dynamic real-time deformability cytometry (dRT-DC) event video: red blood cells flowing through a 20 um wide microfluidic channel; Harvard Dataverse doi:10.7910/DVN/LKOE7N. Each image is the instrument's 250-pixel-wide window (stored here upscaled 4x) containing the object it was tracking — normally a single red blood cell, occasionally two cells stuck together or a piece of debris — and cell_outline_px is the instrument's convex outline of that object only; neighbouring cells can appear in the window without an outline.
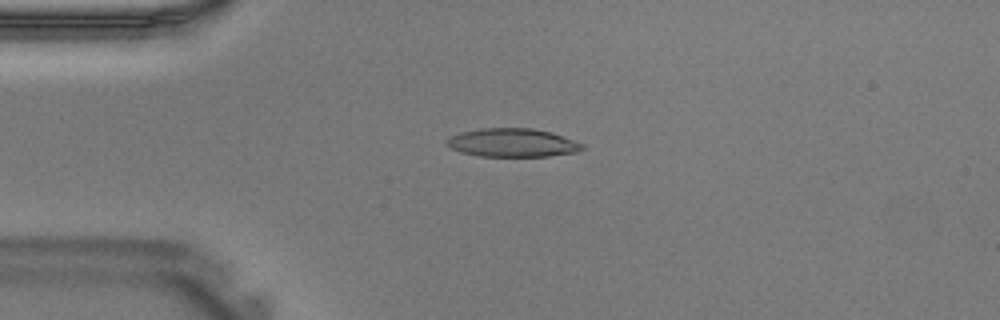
{"species": "Egyptian fruit bat (a non-hibernating species)", "species_latin": "Rousettus aegyptiacus", "temperature_condition": "warm", "stored_images_in_passage": 29, "camera_frame_rate_fps": 3000, "um_per_image_px": 0.085, "animal": {"sex": "male"}, "frame": {"image": 1, "passage_image": 4, "time_ms": 1.0, "image_size_px": [1000, 320], "cell_outline_px": [[584, 148], [576, 152], [548, 156], [480, 156], [460, 152], [452, 148], [448, 144], [448, 140], [452, 136], [460, 132], [480, 128], [532, 128], [552, 132], [584, 144]], "centroid_in_image_um": [43.59, 12.12], "position_along_channel_um": 41.4, "area_um2": 22.31}}
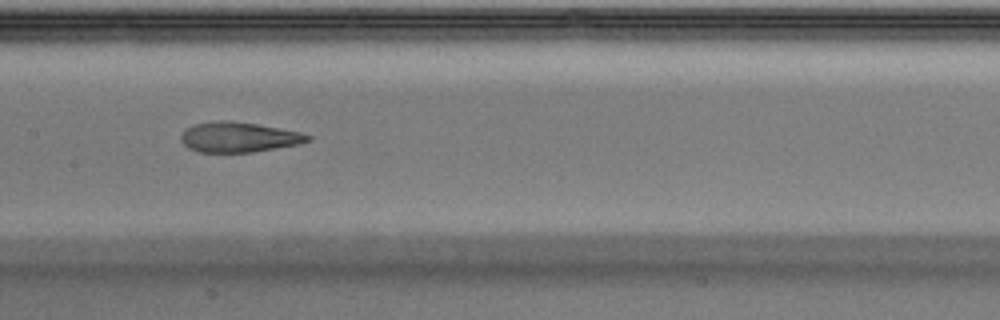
{"frame": {"image": 2, "passage_image": 14, "time_ms": 4.333, "image_size_px": [1000, 320], "cell_outline_px": [[312, 140], [300, 144], [252, 152], [200, 152], [188, 148], [180, 140], [180, 136], [192, 124], [216, 120], [228, 120], [256, 124], [300, 132], [312, 136]], "centroid_in_image_um": [20.29, 11.65], "position_along_channel_um": 187.1, "area_um2": 22.25}}
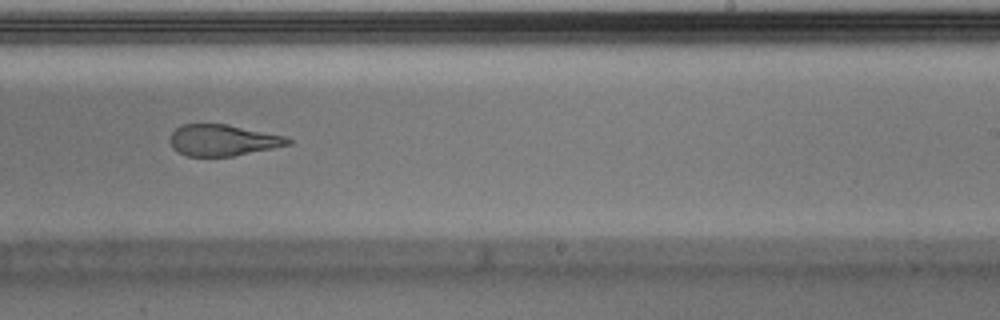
{"frame": {"image": 3, "passage_image": 19, "time_ms": 6.0, "image_size_px": [1000, 320], "cell_outline_px": [[292, 144], [232, 156], [188, 156], [172, 148], [168, 140], [168, 136], [180, 124], [228, 124], [284, 136], [292, 140]], "centroid_in_image_um": [18.89, 11.91], "position_along_channel_um": 270.1, "area_um2": 21.5}}